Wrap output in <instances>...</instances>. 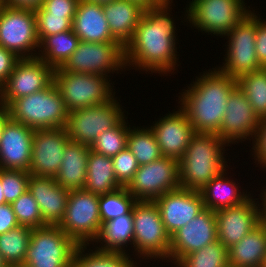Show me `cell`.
Segmentation results:
<instances>
[{
	"label": "cell",
	"mask_w": 266,
	"mask_h": 267,
	"mask_svg": "<svg viewBox=\"0 0 266 267\" xmlns=\"http://www.w3.org/2000/svg\"><path fill=\"white\" fill-rule=\"evenodd\" d=\"M172 3L173 0H164L144 10L132 39L124 47L126 68L134 67L132 69L161 76L164 73V76L172 74L179 66L176 26L170 14Z\"/></svg>",
	"instance_id": "1"
},
{
	"label": "cell",
	"mask_w": 266,
	"mask_h": 267,
	"mask_svg": "<svg viewBox=\"0 0 266 267\" xmlns=\"http://www.w3.org/2000/svg\"><path fill=\"white\" fill-rule=\"evenodd\" d=\"M195 81L179 93L180 108L187 114L195 133L217 134L220 130L227 101L238 86L237 79L217 68L203 71Z\"/></svg>",
	"instance_id": "2"
},
{
	"label": "cell",
	"mask_w": 266,
	"mask_h": 267,
	"mask_svg": "<svg viewBox=\"0 0 266 267\" xmlns=\"http://www.w3.org/2000/svg\"><path fill=\"white\" fill-rule=\"evenodd\" d=\"M228 145L217 134L196 133L179 160L180 187L200 191L224 169ZM227 165V166H226Z\"/></svg>",
	"instance_id": "3"
},
{
	"label": "cell",
	"mask_w": 266,
	"mask_h": 267,
	"mask_svg": "<svg viewBox=\"0 0 266 267\" xmlns=\"http://www.w3.org/2000/svg\"><path fill=\"white\" fill-rule=\"evenodd\" d=\"M11 119L34 130L65 128L68 111L52 83L46 89L13 100L7 107Z\"/></svg>",
	"instance_id": "4"
},
{
	"label": "cell",
	"mask_w": 266,
	"mask_h": 267,
	"mask_svg": "<svg viewBox=\"0 0 266 267\" xmlns=\"http://www.w3.org/2000/svg\"><path fill=\"white\" fill-rule=\"evenodd\" d=\"M132 218L135 255L139 259H161L168 263L170 235L165 230L157 204L154 201H137L132 208Z\"/></svg>",
	"instance_id": "5"
},
{
	"label": "cell",
	"mask_w": 266,
	"mask_h": 267,
	"mask_svg": "<svg viewBox=\"0 0 266 267\" xmlns=\"http://www.w3.org/2000/svg\"><path fill=\"white\" fill-rule=\"evenodd\" d=\"M110 80L107 76L97 74L54 70L53 83L58 89L67 111L71 112L106 103L113 98L115 89Z\"/></svg>",
	"instance_id": "6"
},
{
	"label": "cell",
	"mask_w": 266,
	"mask_h": 267,
	"mask_svg": "<svg viewBox=\"0 0 266 267\" xmlns=\"http://www.w3.org/2000/svg\"><path fill=\"white\" fill-rule=\"evenodd\" d=\"M244 1L192 0L186 7L184 21L199 31L224 37L251 11Z\"/></svg>",
	"instance_id": "7"
},
{
	"label": "cell",
	"mask_w": 266,
	"mask_h": 267,
	"mask_svg": "<svg viewBox=\"0 0 266 267\" xmlns=\"http://www.w3.org/2000/svg\"><path fill=\"white\" fill-rule=\"evenodd\" d=\"M78 246L59 226L34 228L24 264L30 267H73Z\"/></svg>",
	"instance_id": "8"
},
{
	"label": "cell",
	"mask_w": 266,
	"mask_h": 267,
	"mask_svg": "<svg viewBox=\"0 0 266 267\" xmlns=\"http://www.w3.org/2000/svg\"><path fill=\"white\" fill-rule=\"evenodd\" d=\"M59 227L78 245L94 244L102 229L99 195L85 189L71 190Z\"/></svg>",
	"instance_id": "9"
},
{
	"label": "cell",
	"mask_w": 266,
	"mask_h": 267,
	"mask_svg": "<svg viewBox=\"0 0 266 267\" xmlns=\"http://www.w3.org/2000/svg\"><path fill=\"white\" fill-rule=\"evenodd\" d=\"M257 15L255 10L250 11L225 35L229 43L225 45V63L217 67L221 73L238 79L241 75L263 68L255 49Z\"/></svg>",
	"instance_id": "10"
},
{
	"label": "cell",
	"mask_w": 266,
	"mask_h": 267,
	"mask_svg": "<svg viewBox=\"0 0 266 267\" xmlns=\"http://www.w3.org/2000/svg\"><path fill=\"white\" fill-rule=\"evenodd\" d=\"M122 69V70H121ZM126 69L125 48L119 42L80 41L73 54L56 71L97 74L111 77Z\"/></svg>",
	"instance_id": "11"
},
{
	"label": "cell",
	"mask_w": 266,
	"mask_h": 267,
	"mask_svg": "<svg viewBox=\"0 0 266 267\" xmlns=\"http://www.w3.org/2000/svg\"><path fill=\"white\" fill-rule=\"evenodd\" d=\"M0 46L21 59L37 57L40 42L34 9L0 4Z\"/></svg>",
	"instance_id": "12"
},
{
	"label": "cell",
	"mask_w": 266,
	"mask_h": 267,
	"mask_svg": "<svg viewBox=\"0 0 266 267\" xmlns=\"http://www.w3.org/2000/svg\"><path fill=\"white\" fill-rule=\"evenodd\" d=\"M114 96L106 103L68 112L65 130L70 140L91 146L104 131L113 128L124 116Z\"/></svg>",
	"instance_id": "13"
},
{
	"label": "cell",
	"mask_w": 266,
	"mask_h": 267,
	"mask_svg": "<svg viewBox=\"0 0 266 267\" xmlns=\"http://www.w3.org/2000/svg\"><path fill=\"white\" fill-rule=\"evenodd\" d=\"M180 187L179 161L162 156L137 169L126 187L137 201H155L159 196Z\"/></svg>",
	"instance_id": "14"
},
{
	"label": "cell",
	"mask_w": 266,
	"mask_h": 267,
	"mask_svg": "<svg viewBox=\"0 0 266 267\" xmlns=\"http://www.w3.org/2000/svg\"><path fill=\"white\" fill-rule=\"evenodd\" d=\"M54 68L38 57L23 58L0 87V105L42 91L53 83Z\"/></svg>",
	"instance_id": "15"
},
{
	"label": "cell",
	"mask_w": 266,
	"mask_h": 267,
	"mask_svg": "<svg viewBox=\"0 0 266 267\" xmlns=\"http://www.w3.org/2000/svg\"><path fill=\"white\" fill-rule=\"evenodd\" d=\"M260 121L244 92L237 86L228 98L223 121L217 135L228 145L245 140H252L253 143Z\"/></svg>",
	"instance_id": "16"
},
{
	"label": "cell",
	"mask_w": 266,
	"mask_h": 267,
	"mask_svg": "<svg viewBox=\"0 0 266 267\" xmlns=\"http://www.w3.org/2000/svg\"><path fill=\"white\" fill-rule=\"evenodd\" d=\"M252 197L242 204L215 211L218 241L227 249L263 221L259 198Z\"/></svg>",
	"instance_id": "17"
},
{
	"label": "cell",
	"mask_w": 266,
	"mask_h": 267,
	"mask_svg": "<svg viewBox=\"0 0 266 267\" xmlns=\"http://www.w3.org/2000/svg\"><path fill=\"white\" fill-rule=\"evenodd\" d=\"M217 240L215 211L205 208L170 236L169 262L175 264L182 256Z\"/></svg>",
	"instance_id": "18"
},
{
	"label": "cell",
	"mask_w": 266,
	"mask_h": 267,
	"mask_svg": "<svg viewBox=\"0 0 266 267\" xmlns=\"http://www.w3.org/2000/svg\"><path fill=\"white\" fill-rule=\"evenodd\" d=\"M70 141L65 128L34 130L29 173L34 176L54 177L58 174L64 149Z\"/></svg>",
	"instance_id": "19"
},
{
	"label": "cell",
	"mask_w": 266,
	"mask_h": 267,
	"mask_svg": "<svg viewBox=\"0 0 266 267\" xmlns=\"http://www.w3.org/2000/svg\"><path fill=\"white\" fill-rule=\"evenodd\" d=\"M154 202L170 236L205 209L200 191L182 187L159 196Z\"/></svg>",
	"instance_id": "20"
},
{
	"label": "cell",
	"mask_w": 266,
	"mask_h": 267,
	"mask_svg": "<svg viewBox=\"0 0 266 267\" xmlns=\"http://www.w3.org/2000/svg\"><path fill=\"white\" fill-rule=\"evenodd\" d=\"M178 108V111H169L164 117L155 120L150 129L155 135L162 156L179 161L196 133L187 114L179 106Z\"/></svg>",
	"instance_id": "21"
},
{
	"label": "cell",
	"mask_w": 266,
	"mask_h": 267,
	"mask_svg": "<svg viewBox=\"0 0 266 267\" xmlns=\"http://www.w3.org/2000/svg\"><path fill=\"white\" fill-rule=\"evenodd\" d=\"M34 129L9 119L0 141V168L29 171Z\"/></svg>",
	"instance_id": "22"
},
{
	"label": "cell",
	"mask_w": 266,
	"mask_h": 267,
	"mask_svg": "<svg viewBox=\"0 0 266 267\" xmlns=\"http://www.w3.org/2000/svg\"><path fill=\"white\" fill-rule=\"evenodd\" d=\"M28 191L38 204L43 224L59 226L65 216L70 190L59 185L54 177L30 175Z\"/></svg>",
	"instance_id": "23"
},
{
	"label": "cell",
	"mask_w": 266,
	"mask_h": 267,
	"mask_svg": "<svg viewBox=\"0 0 266 267\" xmlns=\"http://www.w3.org/2000/svg\"><path fill=\"white\" fill-rule=\"evenodd\" d=\"M80 41L118 42L111 34L101 5L80 0L72 22Z\"/></svg>",
	"instance_id": "24"
},
{
	"label": "cell",
	"mask_w": 266,
	"mask_h": 267,
	"mask_svg": "<svg viewBox=\"0 0 266 267\" xmlns=\"http://www.w3.org/2000/svg\"><path fill=\"white\" fill-rule=\"evenodd\" d=\"M102 7L112 36L125 47L132 39L144 9L127 0H114Z\"/></svg>",
	"instance_id": "25"
},
{
	"label": "cell",
	"mask_w": 266,
	"mask_h": 267,
	"mask_svg": "<svg viewBox=\"0 0 266 267\" xmlns=\"http://www.w3.org/2000/svg\"><path fill=\"white\" fill-rule=\"evenodd\" d=\"M90 146L70 140L64 149V155L56 182L68 190L84 189L87 177Z\"/></svg>",
	"instance_id": "26"
},
{
	"label": "cell",
	"mask_w": 266,
	"mask_h": 267,
	"mask_svg": "<svg viewBox=\"0 0 266 267\" xmlns=\"http://www.w3.org/2000/svg\"><path fill=\"white\" fill-rule=\"evenodd\" d=\"M266 256V222L263 220L238 243L228 248L229 267H262Z\"/></svg>",
	"instance_id": "27"
},
{
	"label": "cell",
	"mask_w": 266,
	"mask_h": 267,
	"mask_svg": "<svg viewBox=\"0 0 266 267\" xmlns=\"http://www.w3.org/2000/svg\"><path fill=\"white\" fill-rule=\"evenodd\" d=\"M226 171L227 169H224L200 190L206 209L217 211L219 209L233 207L242 204L251 196L252 193L247 191L245 193L243 189L241 192L238 189V187L241 189L238 186L239 183L237 182L236 184L233 179L231 180L230 177H227Z\"/></svg>",
	"instance_id": "28"
},
{
	"label": "cell",
	"mask_w": 266,
	"mask_h": 267,
	"mask_svg": "<svg viewBox=\"0 0 266 267\" xmlns=\"http://www.w3.org/2000/svg\"><path fill=\"white\" fill-rule=\"evenodd\" d=\"M86 171L87 177L84 189L88 192L103 195L122 188L115 177L111 157L90 150Z\"/></svg>",
	"instance_id": "29"
},
{
	"label": "cell",
	"mask_w": 266,
	"mask_h": 267,
	"mask_svg": "<svg viewBox=\"0 0 266 267\" xmlns=\"http://www.w3.org/2000/svg\"><path fill=\"white\" fill-rule=\"evenodd\" d=\"M134 227L132 211L129 214L118 216L102 225V229L96 243H100L101 251H115L127 253L125 247L133 245ZM102 241V242H101ZM128 244V245H127Z\"/></svg>",
	"instance_id": "30"
},
{
	"label": "cell",
	"mask_w": 266,
	"mask_h": 267,
	"mask_svg": "<svg viewBox=\"0 0 266 267\" xmlns=\"http://www.w3.org/2000/svg\"><path fill=\"white\" fill-rule=\"evenodd\" d=\"M79 43L80 39L73 29L46 36L40 42L37 57L56 69L73 54Z\"/></svg>",
	"instance_id": "31"
},
{
	"label": "cell",
	"mask_w": 266,
	"mask_h": 267,
	"mask_svg": "<svg viewBox=\"0 0 266 267\" xmlns=\"http://www.w3.org/2000/svg\"><path fill=\"white\" fill-rule=\"evenodd\" d=\"M89 245H79L74 253L73 267H138L129 253L101 251L97 248L86 251ZM92 252V253H91Z\"/></svg>",
	"instance_id": "32"
},
{
	"label": "cell",
	"mask_w": 266,
	"mask_h": 267,
	"mask_svg": "<svg viewBox=\"0 0 266 267\" xmlns=\"http://www.w3.org/2000/svg\"><path fill=\"white\" fill-rule=\"evenodd\" d=\"M127 148L136 158L139 166L149 164L162 157L160 147L150 127H130Z\"/></svg>",
	"instance_id": "33"
},
{
	"label": "cell",
	"mask_w": 266,
	"mask_h": 267,
	"mask_svg": "<svg viewBox=\"0 0 266 267\" xmlns=\"http://www.w3.org/2000/svg\"><path fill=\"white\" fill-rule=\"evenodd\" d=\"M237 85L260 120L266 118V68L241 75Z\"/></svg>",
	"instance_id": "34"
},
{
	"label": "cell",
	"mask_w": 266,
	"mask_h": 267,
	"mask_svg": "<svg viewBox=\"0 0 266 267\" xmlns=\"http://www.w3.org/2000/svg\"><path fill=\"white\" fill-rule=\"evenodd\" d=\"M32 228L18 226L0 234V254L8 265L24 263Z\"/></svg>",
	"instance_id": "35"
},
{
	"label": "cell",
	"mask_w": 266,
	"mask_h": 267,
	"mask_svg": "<svg viewBox=\"0 0 266 267\" xmlns=\"http://www.w3.org/2000/svg\"><path fill=\"white\" fill-rule=\"evenodd\" d=\"M174 267H229L228 249L217 240L200 250L182 256Z\"/></svg>",
	"instance_id": "36"
},
{
	"label": "cell",
	"mask_w": 266,
	"mask_h": 267,
	"mask_svg": "<svg viewBox=\"0 0 266 267\" xmlns=\"http://www.w3.org/2000/svg\"><path fill=\"white\" fill-rule=\"evenodd\" d=\"M125 118L127 119V116H124L113 128L101 133L90 146V150L112 158L125 149L130 129Z\"/></svg>",
	"instance_id": "37"
},
{
	"label": "cell",
	"mask_w": 266,
	"mask_h": 267,
	"mask_svg": "<svg viewBox=\"0 0 266 267\" xmlns=\"http://www.w3.org/2000/svg\"><path fill=\"white\" fill-rule=\"evenodd\" d=\"M137 200L128 192L126 187L99 195V211L102 225L121 215L129 214Z\"/></svg>",
	"instance_id": "38"
},
{
	"label": "cell",
	"mask_w": 266,
	"mask_h": 267,
	"mask_svg": "<svg viewBox=\"0 0 266 267\" xmlns=\"http://www.w3.org/2000/svg\"><path fill=\"white\" fill-rule=\"evenodd\" d=\"M39 42L46 36L72 29L74 15H51L42 6L34 9Z\"/></svg>",
	"instance_id": "39"
},
{
	"label": "cell",
	"mask_w": 266,
	"mask_h": 267,
	"mask_svg": "<svg viewBox=\"0 0 266 267\" xmlns=\"http://www.w3.org/2000/svg\"><path fill=\"white\" fill-rule=\"evenodd\" d=\"M11 206L20 226H28L32 229L45 226L38 204L28 189L12 202Z\"/></svg>",
	"instance_id": "40"
},
{
	"label": "cell",
	"mask_w": 266,
	"mask_h": 267,
	"mask_svg": "<svg viewBox=\"0 0 266 267\" xmlns=\"http://www.w3.org/2000/svg\"><path fill=\"white\" fill-rule=\"evenodd\" d=\"M30 173L24 170L0 168V178L6 203L11 204L28 189Z\"/></svg>",
	"instance_id": "41"
},
{
	"label": "cell",
	"mask_w": 266,
	"mask_h": 267,
	"mask_svg": "<svg viewBox=\"0 0 266 267\" xmlns=\"http://www.w3.org/2000/svg\"><path fill=\"white\" fill-rule=\"evenodd\" d=\"M114 174L118 183L122 187H127L132 181L139 164L131 153V151L126 147L120 151L117 155L112 157Z\"/></svg>",
	"instance_id": "42"
},
{
	"label": "cell",
	"mask_w": 266,
	"mask_h": 267,
	"mask_svg": "<svg viewBox=\"0 0 266 267\" xmlns=\"http://www.w3.org/2000/svg\"><path fill=\"white\" fill-rule=\"evenodd\" d=\"M252 157H254L257 165L260 164V168L266 169V118L260 121L257 135L252 144Z\"/></svg>",
	"instance_id": "43"
},
{
	"label": "cell",
	"mask_w": 266,
	"mask_h": 267,
	"mask_svg": "<svg viewBox=\"0 0 266 267\" xmlns=\"http://www.w3.org/2000/svg\"><path fill=\"white\" fill-rule=\"evenodd\" d=\"M80 0H43L42 7L51 15H75Z\"/></svg>",
	"instance_id": "44"
},
{
	"label": "cell",
	"mask_w": 266,
	"mask_h": 267,
	"mask_svg": "<svg viewBox=\"0 0 266 267\" xmlns=\"http://www.w3.org/2000/svg\"><path fill=\"white\" fill-rule=\"evenodd\" d=\"M20 59L13 52L0 46V87L7 81Z\"/></svg>",
	"instance_id": "45"
},
{
	"label": "cell",
	"mask_w": 266,
	"mask_h": 267,
	"mask_svg": "<svg viewBox=\"0 0 266 267\" xmlns=\"http://www.w3.org/2000/svg\"><path fill=\"white\" fill-rule=\"evenodd\" d=\"M258 16L255 49L259 64L266 68V21L262 20L259 14Z\"/></svg>",
	"instance_id": "46"
},
{
	"label": "cell",
	"mask_w": 266,
	"mask_h": 267,
	"mask_svg": "<svg viewBox=\"0 0 266 267\" xmlns=\"http://www.w3.org/2000/svg\"><path fill=\"white\" fill-rule=\"evenodd\" d=\"M18 221L11 204L5 203L0 205V234L18 227Z\"/></svg>",
	"instance_id": "47"
},
{
	"label": "cell",
	"mask_w": 266,
	"mask_h": 267,
	"mask_svg": "<svg viewBox=\"0 0 266 267\" xmlns=\"http://www.w3.org/2000/svg\"><path fill=\"white\" fill-rule=\"evenodd\" d=\"M43 0H0V4L14 8L36 9L42 5Z\"/></svg>",
	"instance_id": "48"
},
{
	"label": "cell",
	"mask_w": 266,
	"mask_h": 267,
	"mask_svg": "<svg viewBox=\"0 0 266 267\" xmlns=\"http://www.w3.org/2000/svg\"><path fill=\"white\" fill-rule=\"evenodd\" d=\"M132 3H136L144 10H149L161 4L164 0H127Z\"/></svg>",
	"instance_id": "49"
},
{
	"label": "cell",
	"mask_w": 266,
	"mask_h": 267,
	"mask_svg": "<svg viewBox=\"0 0 266 267\" xmlns=\"http://www.w3.org/2000/svg\"><path fill=\"white\" fill-rule=\"evenodd\" d=\"M9 119L10 116L7 108L0 105V141L4 130V126Z\"/></svg>",
	"instance_id": "50"
},
{
	"label": "cell",
	"mask_w": 266,
	"mask_h": 267,
	"mask_svg": "<svg viewBox=\"0 0 266 267\" xmlns=\"http://www.w3.org/2000/svg\"><path fill=\"white\" fill-rule=\"evenodd\" d=\"M84 1L104 6L108 3H112L114 0H84Z\"/></svg>",
	"instance_id": "51"
},
{
	"label": "cell",
	"mask_w": 266,
	"mask_h": 267,
	"mask_svg": "<svg viewBox=\"0 0 266 267\" xmlns=\"http://www.w3.org/2000/svg\"><path fill=\"white\" fill-rule=\"evenodd\" d=\"M260 195H261V196H260ZM259 197H261V198H260V201H262V202L260 203V205H261V206H266V189L263 188L261 194H259Z\"/></svg>",
	"instance_id": "52"
},
{
	"label": "cell",
	"mask_w": 266,
	"mask_h": 267,
	"mask_svg": "<svg viewBox=\"0 0 266 267\" xmlns=\"http://www.w3.org/2000/svg\"><path fill=\"white\" fill-rule=\"evenodd\" d=\"M5 197L3 195V189H2V184H1V178H0V205L5 204Z\"/></svg>",
	"instance_id": "53"
},
{
	"label": "cell",
	"mask_w": 266,
	"mask_h": 267,
	"mask_svg": "<svg viewBox=\"0 0 266 267\" xmlns=\"http://www.w3.org/2000/svg\"><path fill=\"white\" fill-rule=\"evenodd\" d=\"M0 267H9V265L6 263L1 254H0Z\"/></svg>",
	"instance_id": "54"
},
{
	"label": "cell",
	"mask_w": 266,
	"mask_h": 267,
	"mask_svg": "<svg viewBox=\"0 0 266 267\" xmlns=\"http://www.w3.org/2000/svg\"><path fill=\"white\" fill-rule=\"evenodd\" d=\"M263 220L266 222V206H261Z\"/></svg>",
	"instance_id": "55"
},
{
	"label": "cell",
	"mask_w": 266,
	"mask_h": 267,
	"mask_svg": "<svg viewBox=\"0 0 266 267\" xmlns=\"http://www.w3.org/2000/svg\"><path fill=\"white\" fill-rule=\"evenodd\" d=\"M11 267H30V266L24 263H20V264H12Z\"/></svg>",
	"instance_id": "56"
},
{
	"label": "cell",
	"mask_w": 266,
	"mask_h": 267,
	"mask_svg": "<svg viewBox=\"0 0 266 267\" xmlns=\"http://www.w3.org/2000/svg\"><path fill=\"white\" fill-rule=\"evenodd\" d=\"M262 267H266V256L264 257Z\"/></svg>",
	"instance_id": "57"
}]
</instances>
